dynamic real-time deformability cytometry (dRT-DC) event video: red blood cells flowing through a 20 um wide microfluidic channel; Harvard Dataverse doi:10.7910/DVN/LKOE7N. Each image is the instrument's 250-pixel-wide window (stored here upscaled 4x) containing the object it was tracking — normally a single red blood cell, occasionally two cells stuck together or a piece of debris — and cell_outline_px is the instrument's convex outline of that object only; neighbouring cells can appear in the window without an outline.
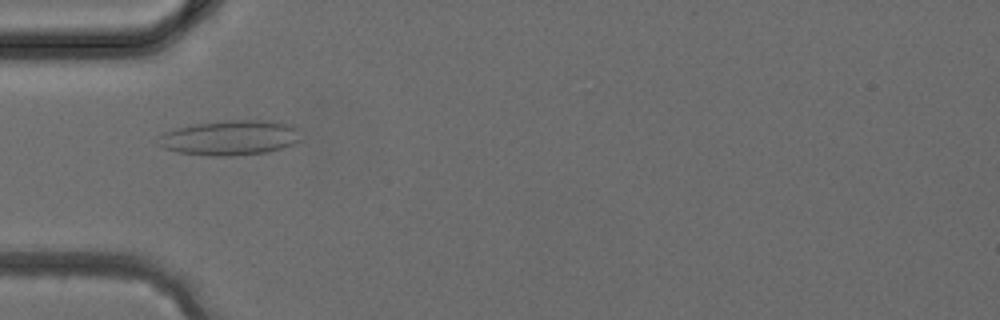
{"species": "common noctule bat (a hibernating species)", "species_latin": "Nyctalus noctula", "temperature_condition": "cold", "stored_images_in_passage": 22, "camera_frame_rate_fps": 3000, "um_per_image_px": 0.085, "animal": {"sex": "female", "body_mass_g": 24.6, "forearm_length_mm": 56.2}, "frame": {"image": 1, "passage_image": 1, "time_ms": 0.0, "image_size_px": [1000, 320], "cell_outline_px": [[304, 140], [296, 144], [284, 148], [268, 152], [236, 156], [212, 156], [176, 152], [164, 148], [156, 144], [156, 136], [164, 132], [176, 128], [192, 124], [224, 120], [280, 120], [296, 124], [300, 128]], "centroid_in_image_um": [19.66, 11.69], "position_along_channel_um": 65.3, "area_um2": 30.4}}
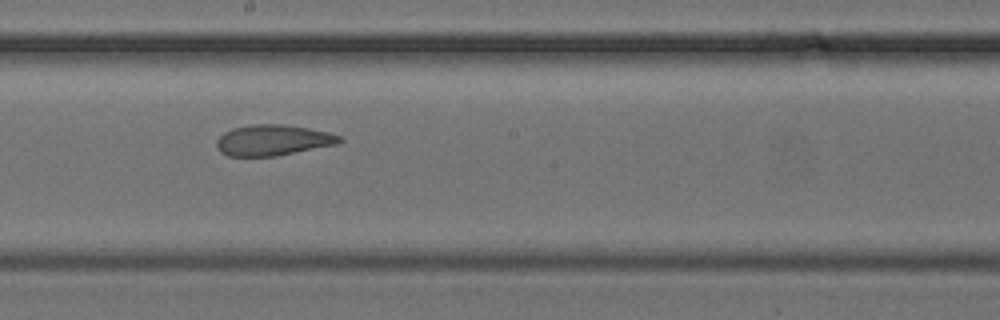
{"frame": {"image": 2, "passage_image": 10, "time_ms": 3.0, "image_size_px": [1000, 320], "cell_outline_px": [[344, 140], [340, 144], [276, 156], [228, 156], [220, 152], [216, 148], [216, 140], [224, 132], [232, 128], [252, 124], [284, 124], [308, 128], [328, 132], [344, 136]], "centroid_in_image_um": [23.23, 11.91], "position_along_channel_um": 225.0, "area_um2": 22.43}}
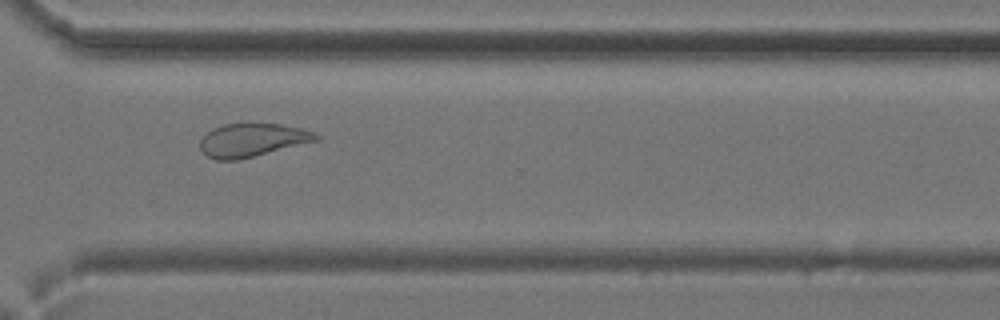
{"frame": {"image": 3, "passage_image": 17, "time_ms": 5.333, "image_size_px": [1000, 320], "cell_outline_px": [[320, 140], [236, 160], [216, 160], [208, 156], [200, 148], [200, 140], [212, 128], [224, 124], [248, 120], [280, 124], [300, 128], [312, 132], [320, 136]], "centroid_in_image_um": [21.43, 11.85], "position_along_channel_um": 349.2, "area_um2": 22.95}}